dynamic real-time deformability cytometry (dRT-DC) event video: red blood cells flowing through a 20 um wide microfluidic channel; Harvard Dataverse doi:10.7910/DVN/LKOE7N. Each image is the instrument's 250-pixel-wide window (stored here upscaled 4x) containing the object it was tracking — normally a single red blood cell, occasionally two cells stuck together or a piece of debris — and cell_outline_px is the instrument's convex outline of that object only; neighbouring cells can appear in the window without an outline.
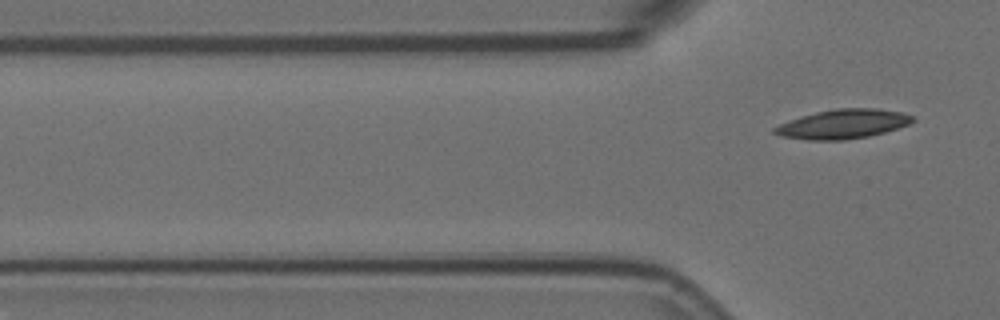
{"species": "Egyptian fruit bat (a non-hibernating species)", "species_latin": "Rousettus aegyptiacus", "temperature_condition": "room temperature", "stored_images_in_passage": 6, "camera_frame_rate_fps": 3000, "um_per_image_px": 0.085, "animal": {"sex": "female"}, "frame": {"image": 1, "passage_image": 6, "time_ms": 1.667, "image_size_px": [1000, 320], "cell_outline_px": [[916, 120], [908, 124], [884, 132], [868, 136], [844, 140], [808, 140], [780, 136], [772, 132], [772, 128], [780, 124], [816, 112], [836, 108], [876, 108], [904, 112], [916, 116]], "centroid_in_image_um": [71.69, 10.54], "position_along_channel_um": 54.1, "area_um2": 23.52}}